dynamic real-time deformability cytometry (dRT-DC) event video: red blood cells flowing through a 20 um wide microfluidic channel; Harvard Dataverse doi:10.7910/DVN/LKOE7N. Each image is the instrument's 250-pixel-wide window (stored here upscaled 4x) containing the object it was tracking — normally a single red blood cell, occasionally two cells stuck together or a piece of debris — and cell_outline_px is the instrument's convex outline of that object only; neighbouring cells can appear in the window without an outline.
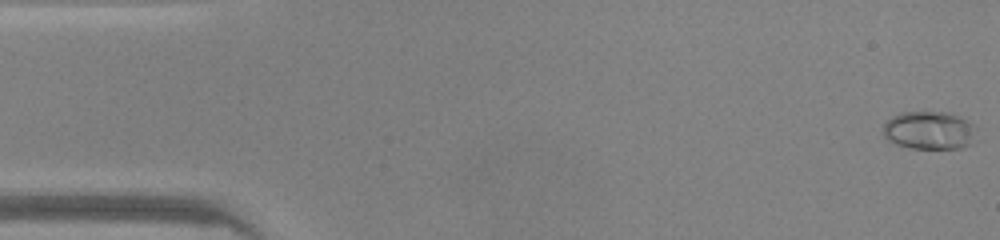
{"species": "common noctule bat (a hibernating species)", "species_latin": "Nyctalus noctula", "temperature_condition": "warm", "stored_images_in_passage": 47, "camera_frame_rate_fps": 3000, "um_per_image_px": 0.085, "animal": {"sex": "male", "body_mass_g": 20.0, "forearm_length_mm": 53.3}, "frame": {"image": 1, "passage_image": 1, "time_ms": 0.0, "image_size_px": [1000, 240], "cell_outline_px": [[976, 128], [968, 144], [960, 148], [908, 148], [896, 144], [888, 140], [884, 136], [884, 124], [892, 116], [900, 112], [948, 112], [972, 124]], "centroid_in_image_um": [78.92, 11.07], "position_along_channel_um": 6.1, "area_um2": 20.29}}
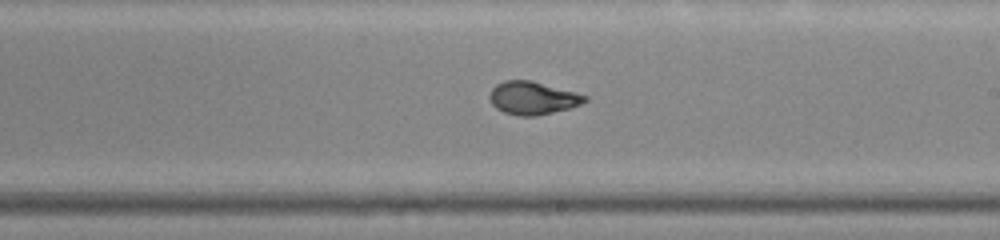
{"frame": {"image": 2, "passage_image": 27, "time_ms": 8.667, "image_size_px": [1000, 240], "cell_outline_px": [[588, 100], [580, 104], [568, 108], [536, 116], [520, 116], [504, 112], [496, 108], [492, 104], [488, 96], [492, 88], [496, 84], [504, 80], [532, 80], [588, 96]], "centroid_in_image_um": [45.24, 8.32], "position_along_channel_um": 243.8, "area_um2": 18.21}}
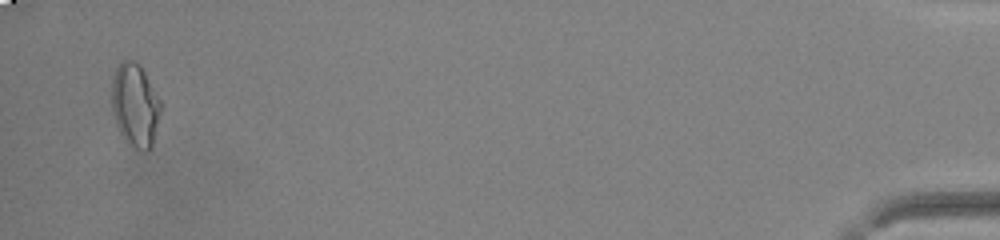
{"frame": {"image": 3, "passage_image": 46, "time_ms": 15.0, "image_size_px": [1000, 240], "cell_outline_px": [[164, 108], [152, 148], [144, 152], [132, 148], [120, 136], [112, 112], [112, 76], [120, 60], [136, 60], [140, 64], [164, 104]], "centroid_in_image_um": [11.53, 8.97], "position_along_channel_um": 423.7, "area_um2": 25.03}, "authors_computed_cell_mechanics": {"area_um2": 18.8428, "velocity_mm_per_s": 4.2789, "shape_relaxation_time_tau1_ms": 4.2689, "shape_relaxation_time_tau2_ms": 0.6578, "deformation_change_tau1": 0.2359, "deformation_change_tau2": 0.0516}}